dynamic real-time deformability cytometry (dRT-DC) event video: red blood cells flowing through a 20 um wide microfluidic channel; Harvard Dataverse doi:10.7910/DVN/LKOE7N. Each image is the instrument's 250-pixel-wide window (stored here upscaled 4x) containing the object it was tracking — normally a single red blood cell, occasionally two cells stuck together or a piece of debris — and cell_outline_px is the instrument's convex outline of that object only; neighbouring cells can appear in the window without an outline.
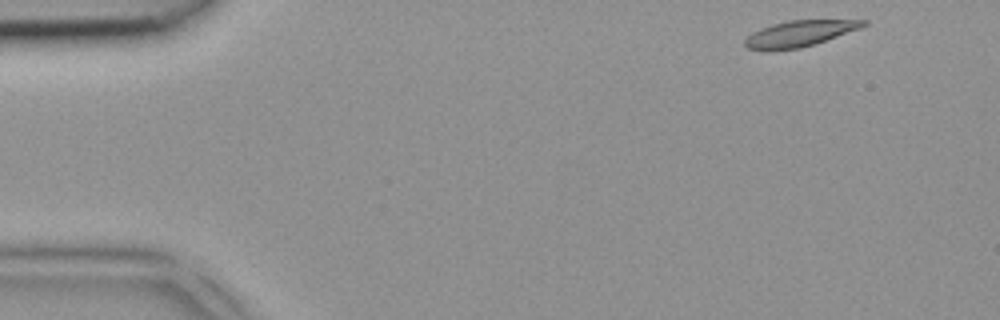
{"species": "common noctule bat (a hibernating species)", "species_latin": "Nyctalus noctula", "temperature_condition": "room temperature", "stored_images_in_passage": 5, "camera_frame_rate_fps": 3000, "um_per_image_px": 0.085, "animal": {"sex": "female", "body_mass_g": 18.4}, "frame": {"image": 1, "passage_image": 1, "time_ms": 0.0, "image_size_px": [1000, 320], "cell_outline_px": [[868, 24], [860, 28], [816, 44], [800, 48], [772, 52], [764, 52], [748, 48], [744, 44], [744, 40], [752, 32], [760, 28], [772, 24], [788, 20], [868, 20]], "centroid_in_image_um": [67.9, 2.88], "position_along_channel_um": 17.1, "area_um2": 18.32}}
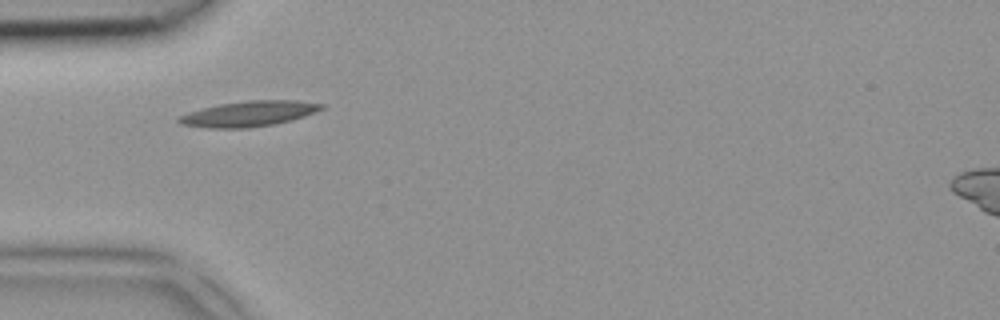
{"frame": {"image": 2, "passage_image": 4, "time_ms": 1.0, "image_size_px": [1000, 320], "cell_outline_px": [[324, 108], [304, 116], [292, 120], [272, 124], [248, 128], [212, 128], [180, 124], [176, 120], [180, 116], [188, 112], [220, 104], [248, 100], [296, 100], [324, 104]], "centroid_in_image_um": [21.16, 9.66], "position_along_channel_um": 63.8, "area_um2": 20.92}}